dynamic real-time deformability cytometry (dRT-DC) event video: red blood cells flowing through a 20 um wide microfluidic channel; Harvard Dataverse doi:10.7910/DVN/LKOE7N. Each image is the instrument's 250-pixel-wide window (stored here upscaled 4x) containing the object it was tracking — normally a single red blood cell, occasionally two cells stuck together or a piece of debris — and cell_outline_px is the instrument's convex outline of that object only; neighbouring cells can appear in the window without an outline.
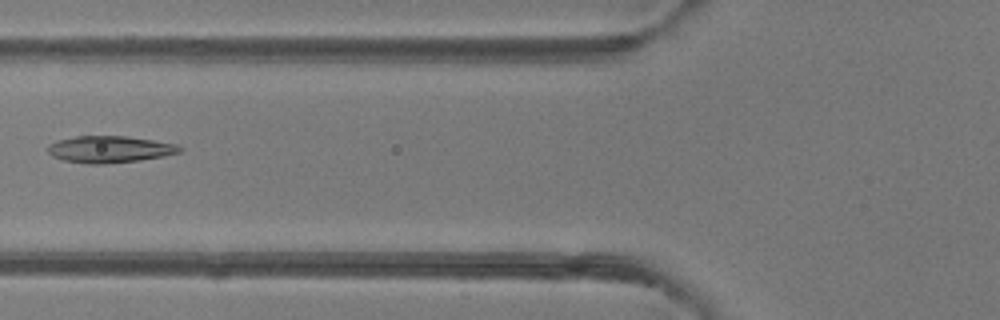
{"species": "common noctule bat (a hibernating species)", "species_latin": "Nyctalus noctula", "temperature_condition": "room temperature", "stored_images_in_passage": 6, "camera_frame_rate_fps": 3000, "um_per_image_px": 0.085, "animal": {"sex": "female"}, "frame": {"image": 1, "passage_image": 6, "time_ms": 5.667, "image_size_px": [1000, 320], "cell_outline_px": [[184, 148], [180, 152], [164, 156], [140, 160], [104, 164], [88, 164], [64, 160], [52, 156], [48, 152], [48, 144], [56, 140], [76, 136], [128, 136], [176, 144]], "centroid_in_image_um": [9.31, 12.69], "position_along_channel_um": 116.5, "area_um2": 20.63}}